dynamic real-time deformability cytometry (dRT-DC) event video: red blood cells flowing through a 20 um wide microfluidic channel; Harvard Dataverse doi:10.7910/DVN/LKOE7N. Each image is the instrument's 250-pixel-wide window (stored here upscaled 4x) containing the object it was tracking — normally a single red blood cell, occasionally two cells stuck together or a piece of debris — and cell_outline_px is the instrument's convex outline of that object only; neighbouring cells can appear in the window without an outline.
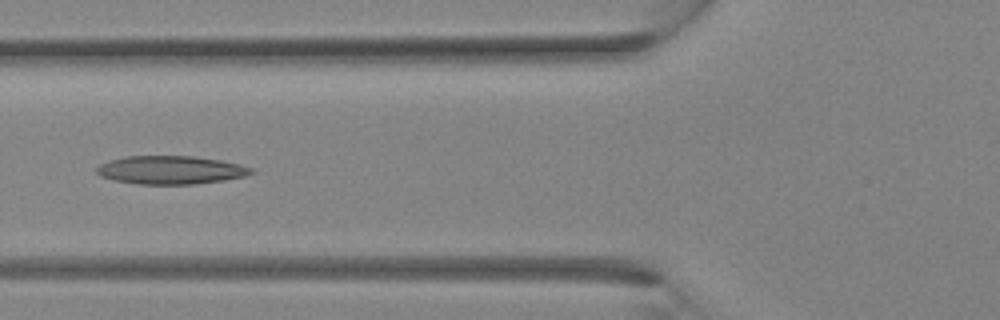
{"species": "Egyptian fruit bat (a non-hibernating species)", "species_latin": "Rousettus aegyptiacus", "temperature_condition": "room temperature", "stored_images_in_passage": 34, "camera_frame_rate_fps": 3000, "um_per_image_px": 0.085, "animal": {"sex": "female"}, "frame": {"image": 1, "passage_image": 12, "time_ms": 3.667, "image_size_px": [1000, 320], "cell_outline_px": [[256, 172], [244, 176], [224, 180], [196, 184], [136, 184], [112, 180], [100, 176], [96, 172], [96, 168], [100, 164], [108, 160], [124, 156], [196, 156], [220, 160], [240, 164], [252, 168]], "centroid_in_image_um": [14.49, 14.45], "position_along_channel_um": 111.3, "area_um2": 25.72}}
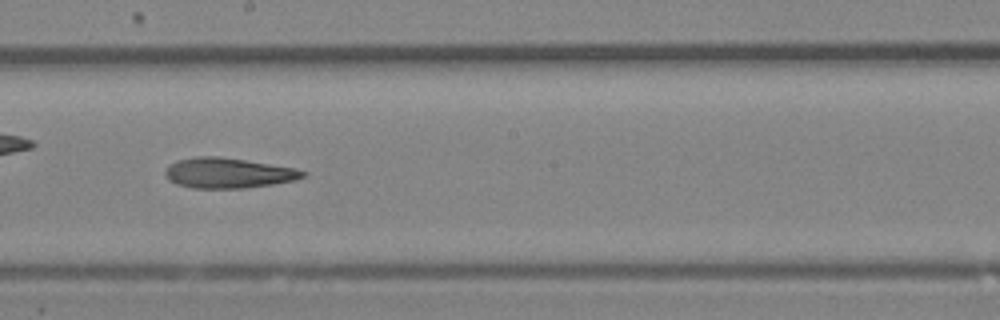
{"frame": {"image": 2, "passage_image": 18, "time_ms": 5.667, "image_size_px": [1000, 320], "cell_outline_px": [[308, 176], [296, 180], [272, 184], [244, 188], [192, 188], [176, 184], [168, 180], [164, 172], [168, 164], [180, 160], [196, 156], [216, 156], [244, 160], [296, 168], [308, 172]], "centroid_in_image_um": [19.41, 14.71], "position_along_channel_um": 228.8, "area_um2": 24.33}}
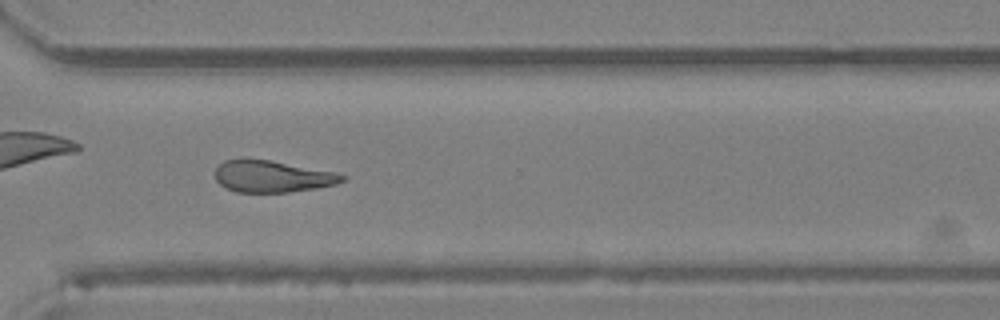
{"frame": {"image": 3, "passage_image": 24, "time_ms": 7.667, "image_size_px": [1000, 320], "cell_outline_px": [[348, 176], [344, 180], [336, 184], [316, 188], [288, 192], [236, 192], [220, 184], [216, 180], [216, 168], [224, 160], [268, 160], [336, 172]], "centroid_in_image_um": [23.18, 15.01], "position_along_channel_um": 347.4, "area_um2": 23.12}}